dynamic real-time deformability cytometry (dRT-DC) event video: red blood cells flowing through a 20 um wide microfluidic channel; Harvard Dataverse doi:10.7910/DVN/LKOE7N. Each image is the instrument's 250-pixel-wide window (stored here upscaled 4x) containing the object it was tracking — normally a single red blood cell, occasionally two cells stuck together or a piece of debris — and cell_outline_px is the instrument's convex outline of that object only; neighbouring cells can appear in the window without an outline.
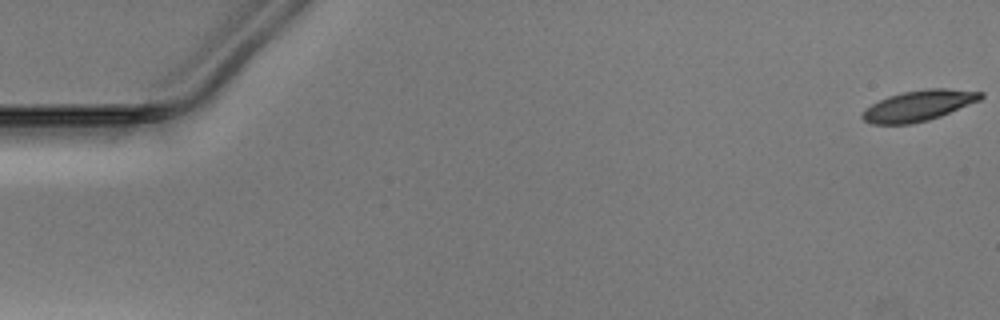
{"species": "Egyptian fruit bat (a non-hibernating species)", "species_latin": "Rousettus aegyptiacus", "temperature_condition": "warm", "stored_images_in_passage": 52, "camera_frame_rate_fps": 3000, "um_per_image_px": 0.085, "animal": {"sex": "male"}, "frame": {"image": 1, "passage_image": 1, "time_ms": 0.0, "image_size_px": [1000, 320], "cell_outline_px": [[984, 96], [980, 100], [940, 116], [928, 120], [912, 124], [872, 124], [864, 120], [860, 116], [860, 112], [872, 104], [888, 96], [900, 92], [924, 88], [944, 88], [984, 92]], "centroid_in_image_um": [78.06, 8.97], "position_along_channel_um": 6.9, "area_um2": 21.27}}
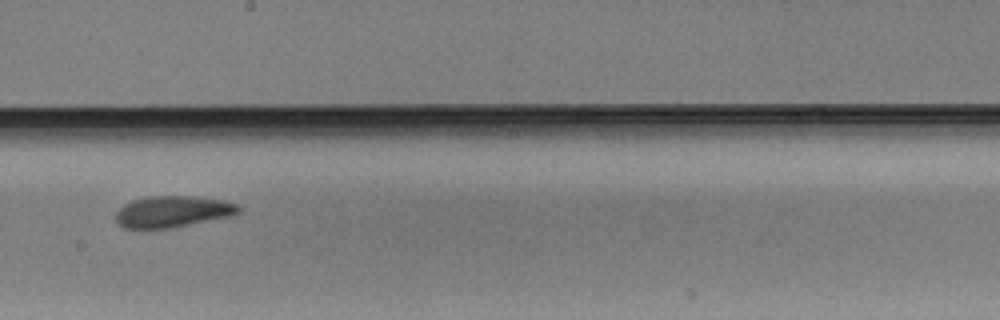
{"frame": {"image": 2, "passage_image": 30, "time_ms": 9.667, "image_size_px": [1000, 320], "cell_outline_px": [[240, 212], [232, 216], [168, 228], [124, 228], [116, 220], [116, 212], [124, 204], [132, 200], [148, 196], [192, 196], [224, 200], [236, 204], [240, 208]], "centroid_in_image_um": [14.68, 17.97], "position_along_channel_um": 233.5, "area_um2": 22.31}}
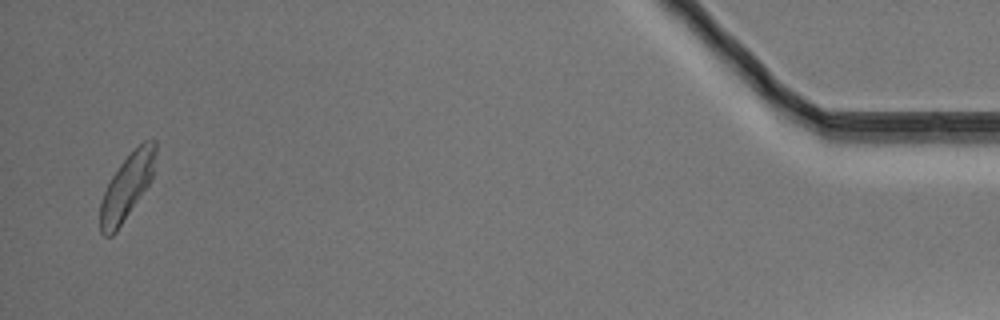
{"frame": {"image": 3, "passage_image": 51, "time_ms": 16.667, "image_size_px": [1000, 320], "cell_outline_px": [[156, 152], [152, 176], [148, 184], [116, 232], [112, 236], [104, 236], [100, 232], [100, 204], [104, 192], [112, 176], [120, 164], [144, 140], [156, 140]], "centroid_in_image_um": [10.77, 15.89], "position_along_channel_um": 424.4, "area_um2": 20.52}}